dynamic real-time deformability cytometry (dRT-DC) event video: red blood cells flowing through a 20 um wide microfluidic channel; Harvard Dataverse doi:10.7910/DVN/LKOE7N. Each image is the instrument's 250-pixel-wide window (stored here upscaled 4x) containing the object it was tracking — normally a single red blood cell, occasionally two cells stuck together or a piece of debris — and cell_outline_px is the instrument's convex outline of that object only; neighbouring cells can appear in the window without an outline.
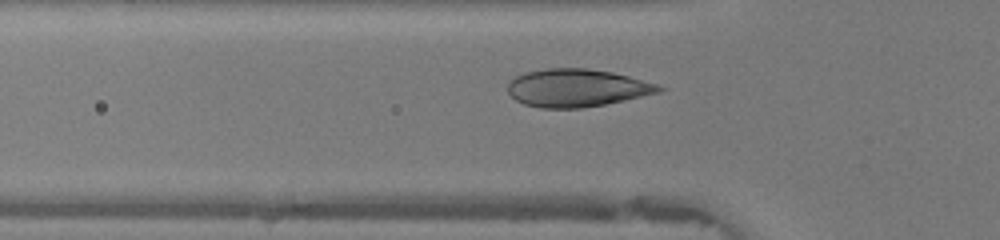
{"species": "human", "species_latin": "Homo sapiens", "temperature_condition": "warm", "stored_images_in_passage": 37, "camera_frame_rate_fps": 3000, "um_per_image_px": 0.085, "donor": {"sex": "female"}, "frame": {"image": 1, "passage_image": 12, "time_ms": 3.667, "image_size_px": [1000, 240], "cell_outline_px": [[664, 88], [660, 92], [624, 100], [604, 104], [580, 108], [540, 108], [524, 104], [516, 100], [508, 92], [508, 84], [516, 76], [524, 72], [544, 68], [584, 68], [612, 72], [628, 76], [656, 84]], "centroid_in_image_um": [48.99, 7.47], "position_along_channel_um": 76.8, "area_um2": 33.06}}
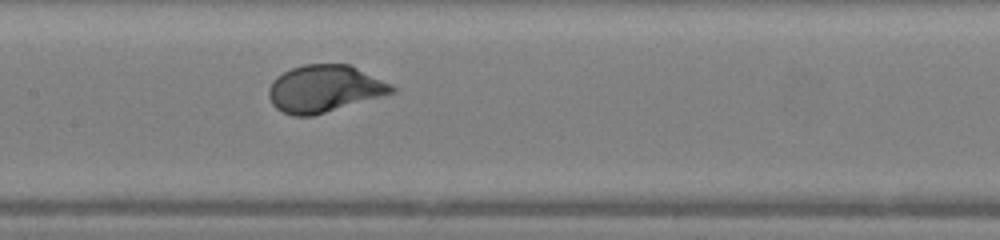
{"frame": {"image": 2, "passage_image": 19, "time_ms": 6.0, "image_size_px": [1000, 240], "cell_outline_px": [[396, 92], [312, 116], [292, 116], [276, 108], [272, 104], [268, 96], [268, 88], [272, 80], [276, 76], [292, 68], [304, 64], [348, 64], [392, 84], [396, 88]], "centroid_in_image_um": [27.55, 7.54], "position_along_channel_um": 179.8, "area_um2": 33.7}}
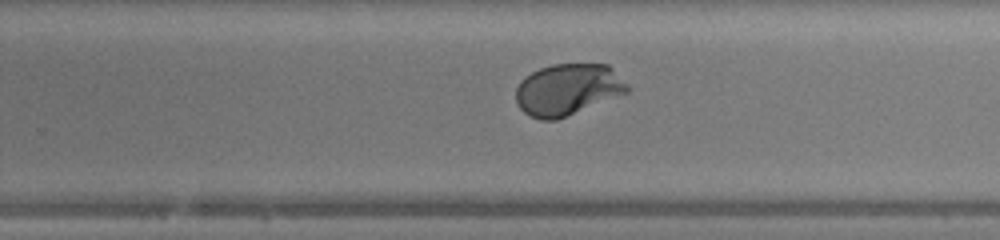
{"frame": {"image": 3, "passage_image": 26, "time_ms": 8.333, "image_size_px": [1000, 240], "cell_outline_px": [[628, 92], [556, 120], [540, 120], [524, 112], [516, 104], [516, 88], [520, 80], [524, 76], [540, 68], [552, 64], [608, 64], [628, 84]], "centroid_in_image_um": [48.23, 7.6], "position_along_channel_um": 281.6, "area_um2": 33.35}, "authors_computed_cell_mechanics": {"area_um2": 33.3506, "velocity_mm_per_s": 4.3761, "shape_relaxation_time_tau1_ms": 2.4692, "shape_relaxation_time_tau2_ms": null, "deformation_change_tau1": 0.1632, "deformation_change_tau2": null}}